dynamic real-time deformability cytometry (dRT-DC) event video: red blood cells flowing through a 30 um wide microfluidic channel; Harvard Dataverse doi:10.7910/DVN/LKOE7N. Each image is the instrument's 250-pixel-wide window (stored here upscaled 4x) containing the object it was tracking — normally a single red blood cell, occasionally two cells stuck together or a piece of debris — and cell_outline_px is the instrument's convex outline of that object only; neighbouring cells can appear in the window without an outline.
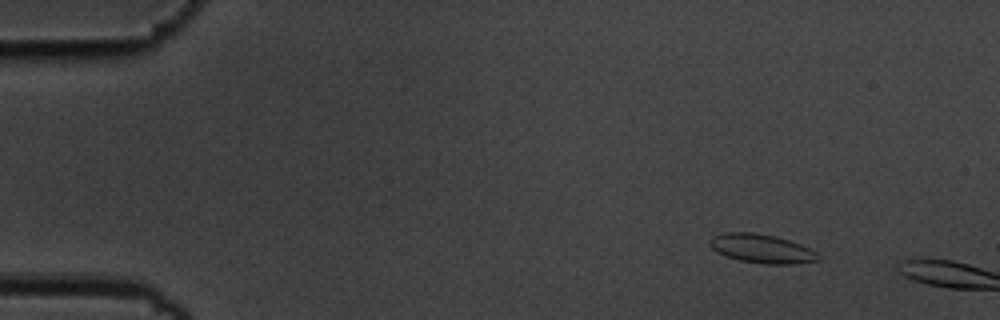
{"species": "common noctule bat (a hibernating species)", "species_latin": "Nyctalus noctula", "temperature_condition": "cold", "stored_images_in_passage": 4, "camera_frame_rate_fps": 3000, "um_per_image_px": 0.085, "animal": {"sex": "male", "body_mass_g": 19.5, "forearm_length_mm": 54.6}, "frame": {"image": 1, "passage_image": 2, "time_ms": 0.333, "image_size_px": [1000, 320], "cell_outline_px": [[820, 260], [792, 264], [764, 264], [740, 260], [716, 252], [708, 244], [708, 240], [712, 236], [724, 232], [756, 232], [776, 236], [800, 244], [816, 252], [820, 256]], "centroid_in_image_um": [64.71, 21.12], "position_along_channel_um": 20.3, "area_um2": 18.32}}